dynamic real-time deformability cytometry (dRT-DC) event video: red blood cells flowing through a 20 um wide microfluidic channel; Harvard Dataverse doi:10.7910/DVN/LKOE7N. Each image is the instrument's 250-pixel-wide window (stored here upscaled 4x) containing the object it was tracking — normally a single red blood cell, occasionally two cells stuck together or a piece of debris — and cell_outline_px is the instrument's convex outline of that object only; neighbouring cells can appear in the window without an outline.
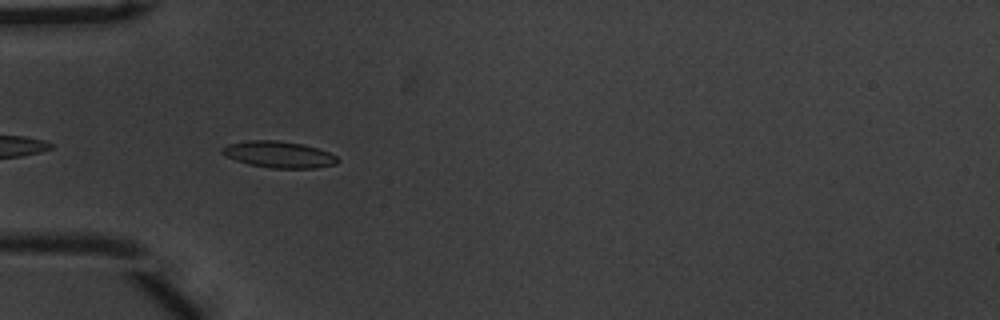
{"species": "common noctule bat (a hibernating species)", "species_latin": "Nyctalus noctula", "temperature_condition": "warm", "stored_images_in_passage": 7, "camera_frame_rate_fps": 3000, "um_per_image_px": 0.085, "animal": {"sex": "male", "body_mass_g": 20.1, "forearm_length_mm": 53.5}, "frame": {"image": 1, "passage_image": 3, "time_ms": 0.667, "image_size_px": [1000, 320], "cell_outline_px": [[340, 160], [336, 164], [312, 168], [272, 168], [248, 164], [224, 156], [220, 152], [220, 148], [228, 144], [248, 140], [280, 140], [304, 144], [328, 152], [336, 156]], "centroid_in_image_um": [23.66, 13.12], "position_along_channel_um": 61.3, "area_um2": 17.92}}